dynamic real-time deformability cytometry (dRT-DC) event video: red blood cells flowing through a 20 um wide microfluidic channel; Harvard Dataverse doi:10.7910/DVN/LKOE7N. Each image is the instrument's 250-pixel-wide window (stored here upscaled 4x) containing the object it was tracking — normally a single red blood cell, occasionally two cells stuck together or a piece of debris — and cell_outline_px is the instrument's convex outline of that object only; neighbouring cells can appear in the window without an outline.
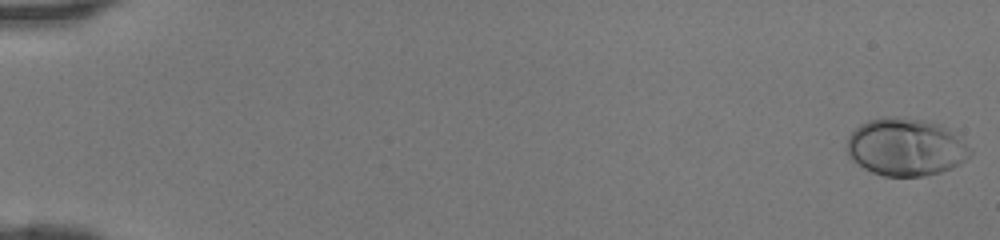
{"species": "human", "species_latin": "Homo sapiens", "temperature_condition": "room temperature", "stored_images_in_passage": 46, "camera_frame_rate_fps": 3000, "um_per_image_px": 0.085, "donor": {"sex": "female"}, "frame": {"image": 1, "passage_image": 1, "time_ms": 0.0, "image_size_px": [1000, 240], "cell_outline_px": [[972, 156], [960, 164], [952, 168], [940, 172], [924, 176], [884, 176], [872, 172], [864, 168], [852, 160], [848, 156], [844, 148], [848, 136], [860, 124], [868, 120], [888, 116], [892, 116], [924, 120], [940, 124], [972, 148]], "centroid_in_image_um": [76.96, 12.51], "position_along_channel_um": 8.0, "area_um2": 41.62}}
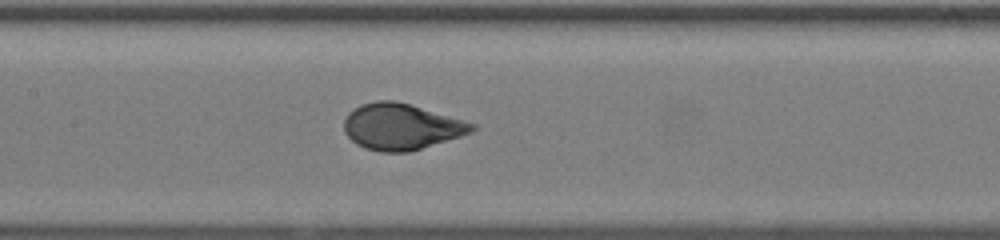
{"frame": {"image": 2, "passage_image": 24, "time_ms": 7.667, "image_size_px": [1000, 240], "cell_outline_px": [[476, 128], [472, 132], [460, 136], [408, 152], [380, 152], [364, 148], [356, 144], [344, 132], [344, 120], [348, 112], [360, 104], [376, 100], [392, 100], [408, 104], [464, 120], [476, 124]], "centroid_in_image_um": [34.07, 10.76], "position_along_channel_um": 173.3, "area_um2": 34.22}}
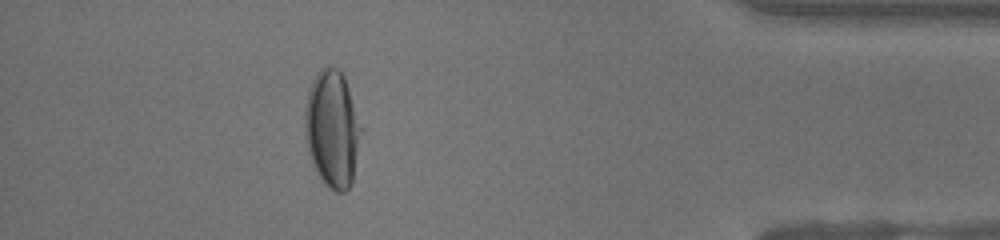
{"frame": {"image": 3, "passage_image": 42, "time_ms": 13.667, "image_size_px": [1000, 240], "cell_outline_px": [[364, 128], [352, 180], [348, 188], [344, 192], [336, 192], [328, 188], [320, 180], [312, 164], [308, 152], [304, 132], [304, 112], [308, 88], [316, 72], [320, 68], [328, 64], [340, 68], [344, 76]], "centroid_in_image_um": [28.25, 10.92], "position_along_channel_um": 407.0, "area_um2": 39.59}}